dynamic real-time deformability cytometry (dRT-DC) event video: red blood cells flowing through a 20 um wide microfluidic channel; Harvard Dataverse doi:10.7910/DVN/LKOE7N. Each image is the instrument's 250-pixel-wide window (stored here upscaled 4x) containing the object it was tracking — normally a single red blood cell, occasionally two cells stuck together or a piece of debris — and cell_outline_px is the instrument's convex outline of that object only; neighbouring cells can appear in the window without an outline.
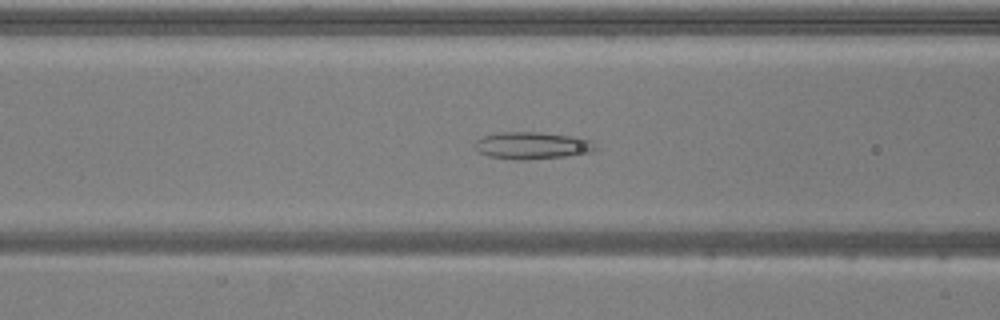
{"species": "common noctule bat (a hibernating species)", "species_latin": "Nyctalus noctula", "temperature_condition": "warm", "stored_images_in_passage": 53, "camera_frame_rate_fps": 3000, "um_per_image_px": 0.085, "animal": {"sex": "male", "body_mass_g": 20.5, "forearm_length_mm": 52.5}, "frame": {"image": 1, "passage_image": 20, "time_ms": 6.333, "image_size_px": [1000, 320], "cell_outline_px": [[600, 148], [592, 152], [564, 156], [524, 160], [516, 160], [488, 156], [480, 152], [472, 144], [476, 140], [484, 136], [496, 132], [540, 132], [576, 136], [592, 140]], "centroid_in_image_um": [45.27, 12.36], "position_along_channel_um": 121.3, "area_um2": 19.36}}
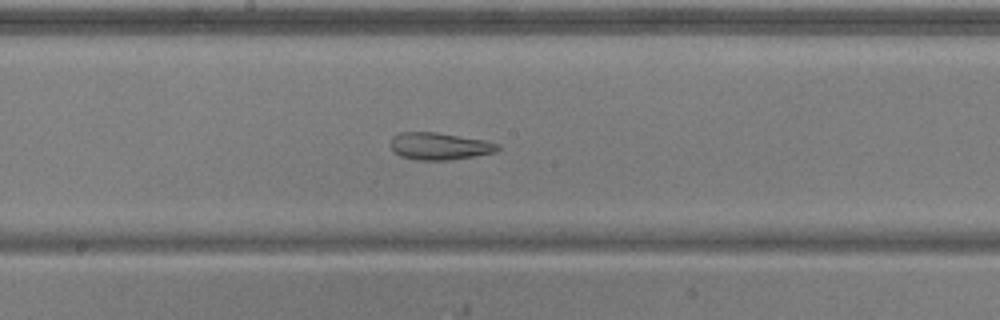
{"frame": {"image": 2, "passage_image": 27, "time_ms": 8.667, "image_size_px": [1000, 320], "cell_outline_px": [[500, 148], [496, 152], [452, 160], [416, 160], [400, 156], [388, 144], [392, 136], [400, 132], [436, 132], [488, 140], [500, 144]], "centroid_in_image_um": [37.37, 12.42], "position_along_channel_um": 210.8, "area_um2": 17.28}}
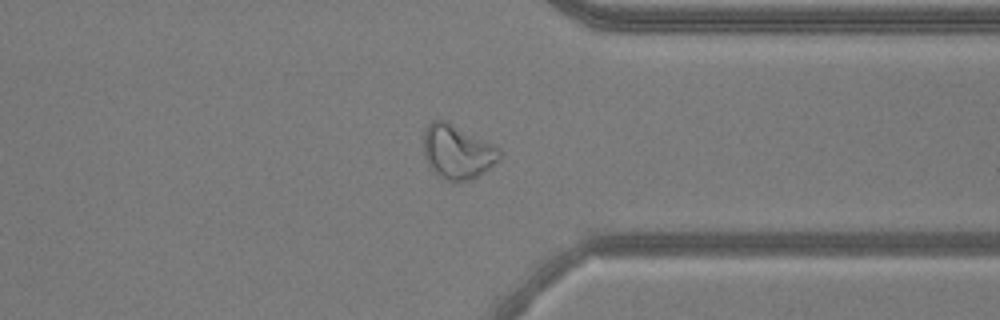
{"frame": {"image": 3, "passage_image": 40, "time_ms": 13.0, "image_size_px": [1000, 320], "cell_outline_px": [[500, 160], [484, 172], [472, 180], [456, 184], [444, 180], [428, 164], [424, 156], [424, 128], [432, 120], [444, 120], [500, 148]], "centroid_in_image_um": [38.87, 12.95], "position_along_channel_um": 372.5, "area_um2": 23.99}, "authors_computed_cell_mechanics": {"area_um2": 24.6228, "velocity_mm_per_s": 3.8263, "shape_relaxation_time_tau1_ms": null, "shape_relaxation_time_tau2_ms": 2.1963, "deformation_change_tau1": null, "deformation_change_tau2": 0.1027}}